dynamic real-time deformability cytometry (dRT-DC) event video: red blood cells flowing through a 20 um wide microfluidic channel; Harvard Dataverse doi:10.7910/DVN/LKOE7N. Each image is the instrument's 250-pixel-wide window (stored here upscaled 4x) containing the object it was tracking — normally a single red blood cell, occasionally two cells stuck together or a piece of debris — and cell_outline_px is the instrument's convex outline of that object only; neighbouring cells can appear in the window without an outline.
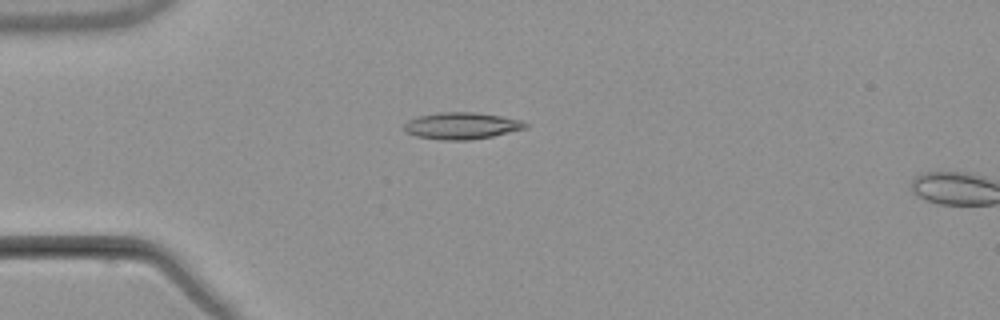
{"species": "common noctule bat (a hibernating species)", "species_latin": "Nyctalus noctula", "temperature_condition": "warm", "stored_images_in_passage": 4, "camera_frame_rate_fps": 3000, "um_per_image_px": 0.085, "animal": {"sex": "male", "body_mass_g": 21.5, "forearm_length_mm": 52.0}, "frame": {"image": 1, "passage_image": 3, "time_ms": 4.333, "image_size_px": [1000, 320], "cell_outline_px": [[528, 128], [492, 136], [468, 140], [440, 140], [416, 136], [404, 132], [404, 124], [408, 120], [416, 116], [440, 112], [472, 112], [500, 116], [520, 120], [528, 124]], "centroid_in_image_um": [39.2, 10.69], "position_along_channel_um": 45.8, "area_um2": 18.96}}